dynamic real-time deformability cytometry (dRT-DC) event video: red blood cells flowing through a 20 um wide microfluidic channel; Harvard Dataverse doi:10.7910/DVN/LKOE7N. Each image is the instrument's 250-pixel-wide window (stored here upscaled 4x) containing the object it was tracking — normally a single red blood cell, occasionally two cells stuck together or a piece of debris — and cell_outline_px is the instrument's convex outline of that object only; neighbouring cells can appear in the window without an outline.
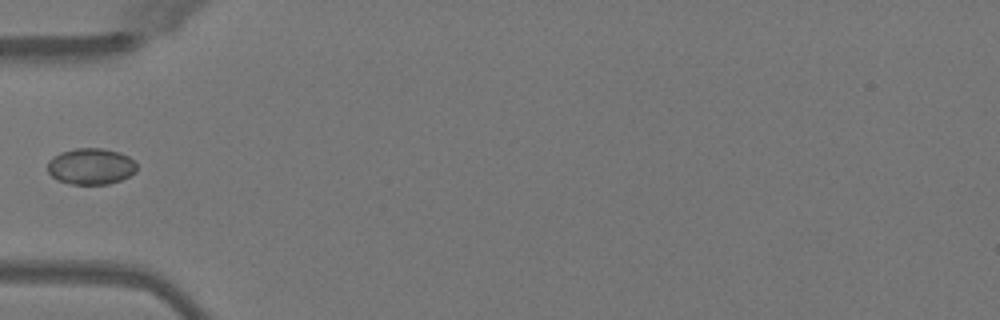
{"species": "Egyptian fruit bat (a non-hibernating species)", "species_latin": "Rousettus aegyptiacus", "temperature_condition": "warm", "stored_images_in_passage": 34, "camera_frame_rate_fps": 3000, "um_per_image_px": 0.085, "animal": {"sex": "female"}, "frame": {"image": 1, "passage_image": 1, "time_ms": 0.0, "image_size_px": [1000, 320], "cell_outline_px": [[136, 172], [120, 180], [108, 184], [68, 184], [52, 176], [48, 172], [48, 160], [52, 156], [60, 152], [76, 148], [104, 148], [120, 152], [128, 156], [136, 164]], "centroid_in_image_um": [7.71, 14.13], "position_along_channel_um": 77.3, "area_um2": 18.9}}
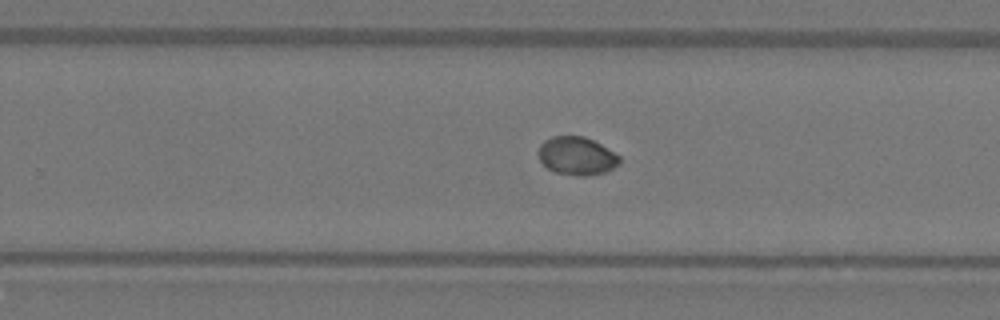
{"frame": {"image": 2, "passage_image": 16, "time_ms": 5.0, "image_size_px": [1000, 320], "cell_outline_px": [[620, 164], [604, 172], [584, 176], [580, 176], [556, 172], [548, 168], [540, 160], [536, 152], [540, 144], [544, 140], [552, 136], [584, 136], [600, 144], [620, 156]], "centroid_in_image_um": [48.99, 13.24], "position_along_channel_um": 280.8, "area_um2": 17.98}}
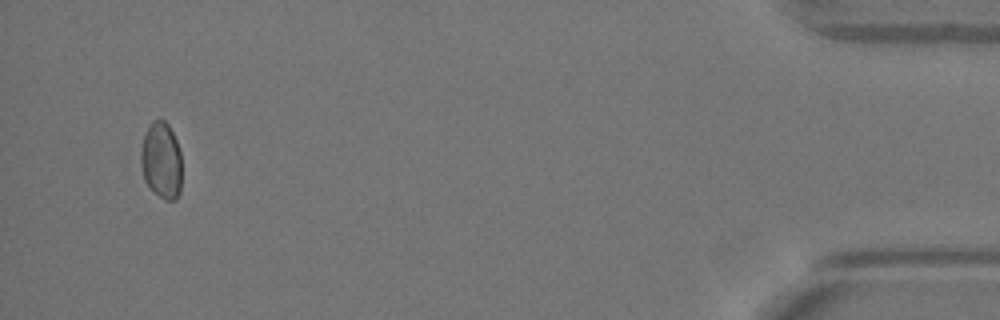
{"frame": {"image": 3, "passage_image": 32, "time_ms": 10.333, "image_size_px": [1000, 320], "cell_outline_px": [[180, 192], [176, 200], [164, 200], [144, 180], [140, 164], [140, 152], [144, 136], [152, 120], [164, 120], [168, 124], [176, 140], [180, 152]], "centroid_in_image_um": [13.7, 13.63], "position_along_channel_um": 421.5, "area_um2": 18.09}}